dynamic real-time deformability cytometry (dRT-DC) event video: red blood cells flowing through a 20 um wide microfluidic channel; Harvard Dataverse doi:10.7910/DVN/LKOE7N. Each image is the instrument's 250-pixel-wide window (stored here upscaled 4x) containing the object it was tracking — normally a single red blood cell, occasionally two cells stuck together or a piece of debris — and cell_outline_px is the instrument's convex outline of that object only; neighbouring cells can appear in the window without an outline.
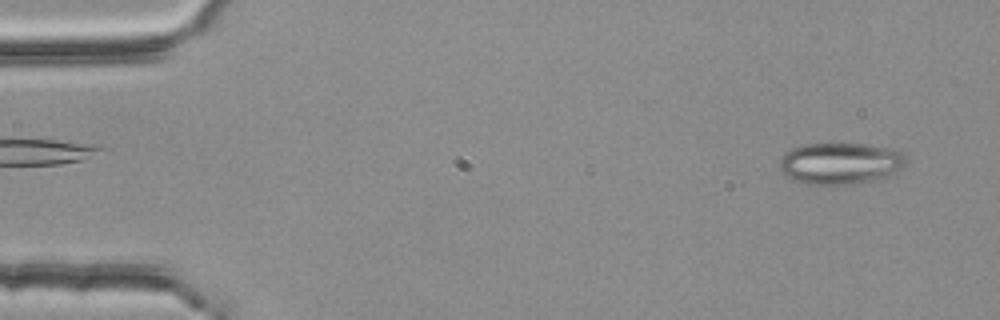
{"species": "common noctule bat (a hibernating species)", "species_latin": "Nyctalus noctula", "temperature_condition": "room temperature", "stored_images_in_passage": 53, "segment_of_instrument_passage": [1, 2], "camera_frame_rate_fps": 3000, "um_per_image_px": 0.085, "animal": {"sex": "female", "body_mass_g": 25.1}, "frame": {"image": 1, "passage_image": 3, "time_ms": 0.667, "image_size_px": [1000, 320], "cell_outline_px": [[908, 160], [896, 172], [884, 180], [848, 184], [804, 184], [792, 180], [780, 168], [780, 156], [784, 152], [792, 148], [804, 144], [868, 144], [896, 148], [904, 152]], "centroid_in_image_um": [71.49, 13.88], "position_along_channel_um": 13.5, "area_um2": 31.27}}